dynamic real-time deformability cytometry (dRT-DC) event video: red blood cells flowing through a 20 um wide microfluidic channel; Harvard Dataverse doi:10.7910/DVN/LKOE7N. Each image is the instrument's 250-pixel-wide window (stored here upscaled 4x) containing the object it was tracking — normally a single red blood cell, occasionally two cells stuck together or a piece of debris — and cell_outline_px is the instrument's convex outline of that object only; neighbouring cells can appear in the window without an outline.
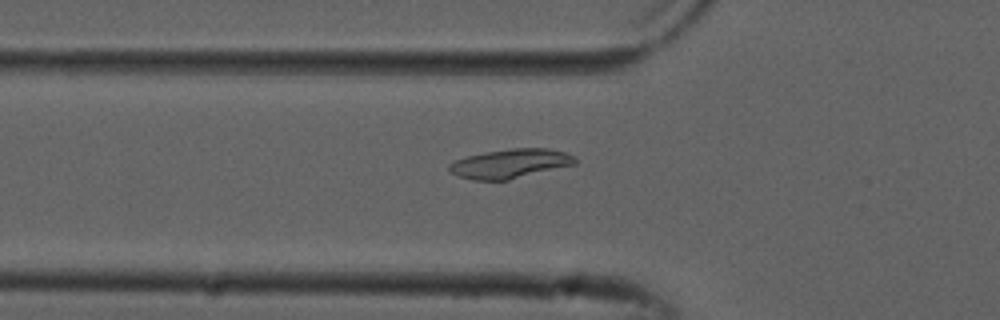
{"species": "common noctule bat (a hibernating species)", "species_latin": "Nyctalus noctula", "temperature_condition": "cold", "stored_images_in_passage": 54, "camera_frame_rate_fps": 3000, "um_per_image_px": 0.085, "animal": {"sex": "male", "forearm_length_mm": 52.5}, "frame": {"image": 1, "passage_image": 18, "time_ms": 5.667, "image_size_px": [1000, 320], "cell_outline_px": [[576, 164], [508, 180], [472, 180], [456, 176], [448, 168], [448, 164], [456, 160], [468, 156], [484, 152], [512, 148], [548, 148], [564, 152], [576, 156]], "centroid_in_image_um": [43.37, 13.9], "position_along_channel_um": 82.4, "area_um2": 21.44}}
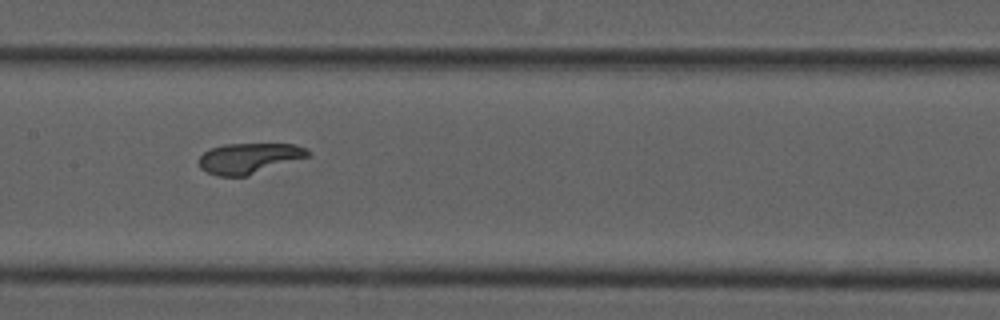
{"frame": {"image": 2, "passage_image": 26, "time_ms": 8.333, "image_size_px": [1000, 320], "cell_outline_px": [[312, 152], [308, 156], [248, 176], [216, 176], [200, 168], [196, 160], [204, 152], [212, 148], [224, 144], [296, 144], [308, 148]], "centroid_in_image_um": [21.16, 13.45], "position_along_channel_um": 186.2, "area_um2": 19.48}}
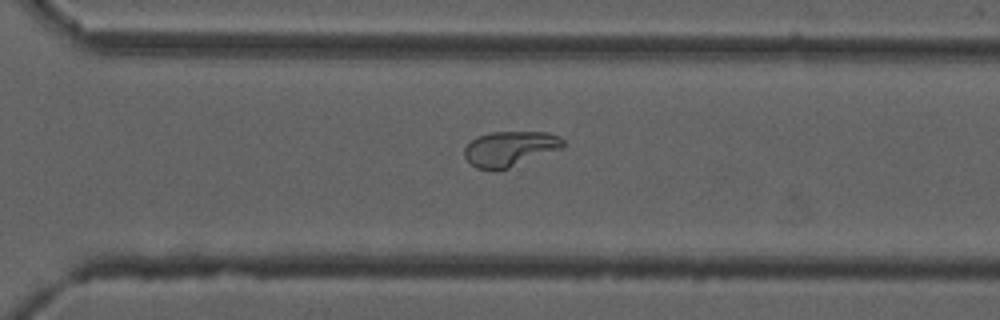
{"frame": {"image": 3, "passage_image": 37, "time_ms": 12.0, "image_size_px": [1000, 320], "cell_outline_px": [[564, 148], [508, 168], [476, 168], [464, 156], [464, 148], [476, 136], [492, 132], [548, 132], [560, 136], [564, 140]], "centroid_in_image_um": [43.39, 12.61], "position_along_channel_um": 327.2, "area_um2": 20.0}}